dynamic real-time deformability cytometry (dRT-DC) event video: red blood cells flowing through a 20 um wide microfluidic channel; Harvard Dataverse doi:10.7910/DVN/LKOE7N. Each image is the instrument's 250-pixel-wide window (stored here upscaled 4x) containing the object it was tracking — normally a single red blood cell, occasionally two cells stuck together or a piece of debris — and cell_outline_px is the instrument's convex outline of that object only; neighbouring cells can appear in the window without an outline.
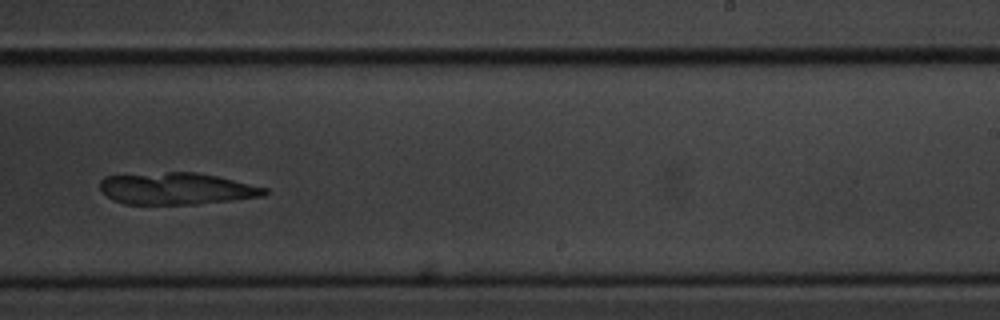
{"species": "common noctule bat (a hibernating species)", "species_latin": "Nyctalus noctula", "temperature_condition": "cold", "stored_images_in_passage": 12, "camera_frame_rate_fps": 3000, "um_per_image_px": 0.085, "animal": {"sex": "male", "body_mass_g": 20.1, "forearm_length_mm": 53.5}, "frame": {"image": 1, "passage_image": 9, "time_ms": 2.667, "image_size_px": [1000, 320], "cell_outline_px": [[268, 192], [264, 196], [232, 200], [196, 204], [124, 204], [112, 200], [100, 192], [100, 180], [104, 176], [168, 172], [196, 172], [216, 176], [268, 188]], "centroid_in_image_um": [14.96, 16.03], "position_along_channel_um": 274.0, "area_um2": 30.63}}